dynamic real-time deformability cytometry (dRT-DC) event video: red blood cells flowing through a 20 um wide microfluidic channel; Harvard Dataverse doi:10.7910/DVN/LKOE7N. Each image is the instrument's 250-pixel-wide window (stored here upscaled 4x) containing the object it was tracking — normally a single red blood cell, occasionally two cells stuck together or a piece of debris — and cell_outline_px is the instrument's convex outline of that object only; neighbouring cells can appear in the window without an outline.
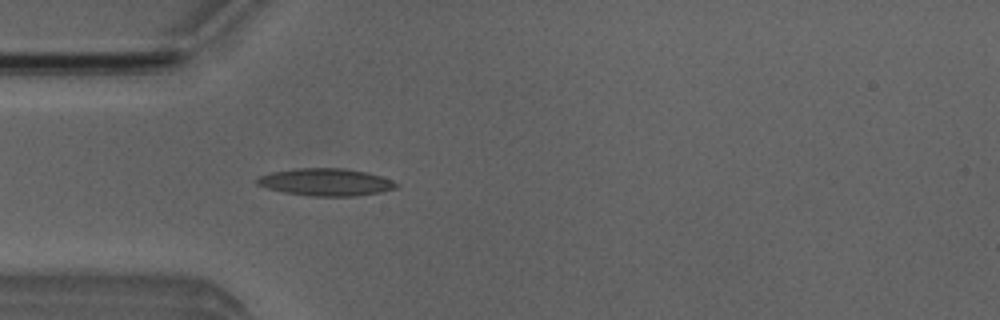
{"species": "Egyptian fruit bat (a non-hibernating species)", "species_latin": "Rousettus aegyptiacus", "temperature_condition": "room temperature", "stored_images_in_passage": 5, "camera_frame_rate_fps": 3000, "um_per_image_px": 0.085, "animal": {"sex": "male"}, "frame": {"image": 1, "passage_image": 5, "time_ms": 4.667, "image_size_px": [1000, 320], "cell_outline_px": [[396, 188], [380, 192], [356, 196], [308, 196], [284, 192], [268, 188], [256, 184], [252, 180], [268, 172], [296, 168], [344, 168], [368, 172], [392, 180], [396, 184]], "centroid_in_image_um": [27.63, 15.47], "position_along_channel_um": 57.4, "area_um2": 22.31}}